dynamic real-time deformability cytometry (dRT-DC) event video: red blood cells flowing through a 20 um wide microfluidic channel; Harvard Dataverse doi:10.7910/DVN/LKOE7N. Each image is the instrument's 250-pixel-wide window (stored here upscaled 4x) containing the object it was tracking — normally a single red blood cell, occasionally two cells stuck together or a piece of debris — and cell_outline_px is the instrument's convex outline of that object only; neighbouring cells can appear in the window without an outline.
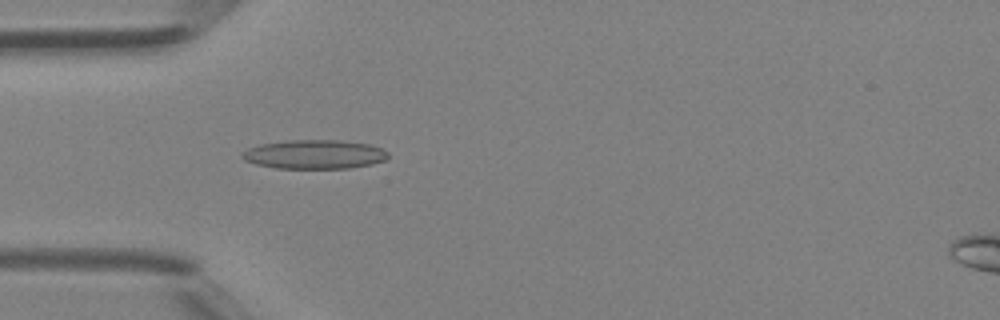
{"species": "Egyptian fruit bat (a non-hibernating species)", "species_latin": "Rousettus aegyptiacus", "temperature_condition": "room temperature", "stored_images_in_passage": 40, "camera_frame_rate_fps": 3000, "um_per_image_px": 0.085, "animal": {"sex": "female"}, "frame": {"image": 1, "passage_image": 7, "time_ms": 2.0, "image_size_px": [1000, 320], "cell_outline_px": [[388, 156], [384, 160], [372, 164], [348, 168], [276, 168], [256, 164], [244, 160], [240, 156], [240, 152], [248, 148], [260, 144], [288, 140], [340, 140], [372, 144], [388, 152]], "centroid_in_image_um": [26.7, 13.11], "position_along_channel_um": 58.3, "area_um2": 24.8}}
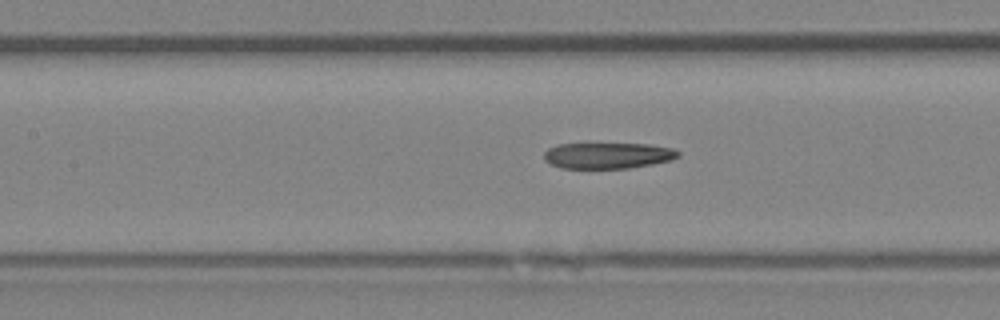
{"frame": {"image": 2, "passage_image": 14, "time_ms": 4.333, "image_size_px": [1000, 320], "cell_outline_px": [[680, 156], [672, 160], [652, 164], [628, 168], [560, 168], [544, 160], [544, 152], [548, 148], [556, 144], [648, 144], [672, 148], [680, 152]], "centroid_in_image_um": [51.66, 13.22], "position_along_channel_um": 155.7, "area_um2": 20.35}}
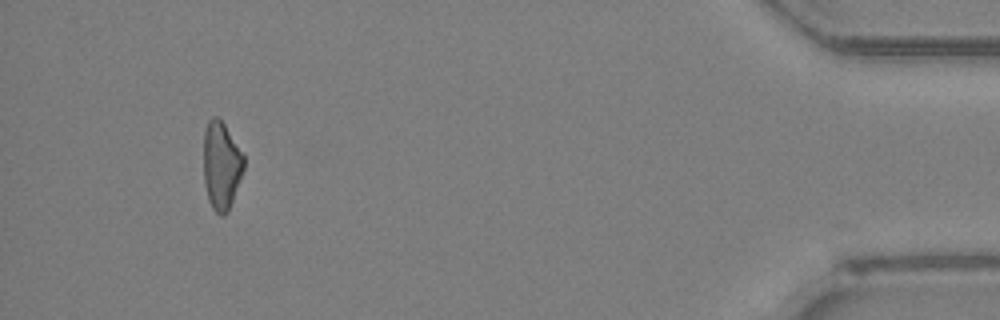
{"frame": {"image": 3, "passage_image": 37, "time_ms": 12.0, "image_size_px": [1000, 320], "cell_outline_px": [[244, 168], [228, 212], [224, 216], [220, 216], [212, 208], [208, 200], [204, 184], [204, 132], [208, 120], [212, 116], [216, 116], [224, 124], [244, 152]], "centroid_in_image_um": [18.82, 14.06], "position_along_channel_um": 416.4, "area_um2": 20.81}}